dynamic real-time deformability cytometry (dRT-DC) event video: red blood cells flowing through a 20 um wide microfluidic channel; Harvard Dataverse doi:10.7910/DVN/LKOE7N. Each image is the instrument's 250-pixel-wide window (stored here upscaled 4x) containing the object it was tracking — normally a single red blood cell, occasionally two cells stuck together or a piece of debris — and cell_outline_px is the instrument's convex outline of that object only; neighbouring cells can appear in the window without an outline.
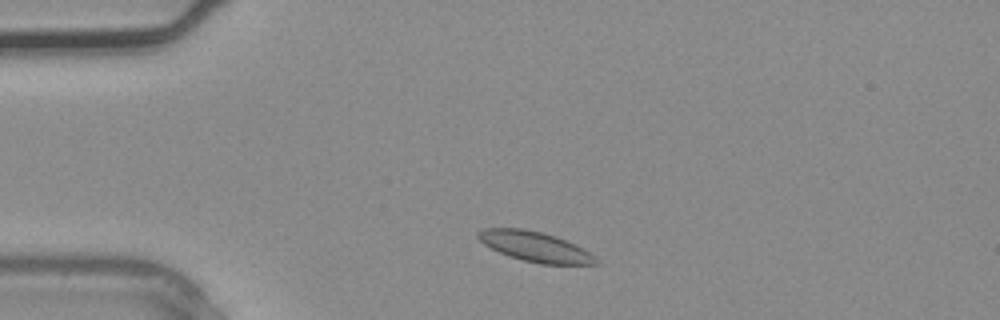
{"species": "common noctule bat (a hibernating species)", "species_latin": "Nyctalus noctula", "temperature_condition": "warm", "stored_images_in_passage": 1, "camera_frame_rate_fps": 3000, "um_per_image_px": 0.085, "animal": {"sex": "male", "body_mass_g": 20.4}, "frame": {"image": 1, "passage_image": 1, "time_ms": 0.0, "image_size_px": [1000, 320], "cell_outline_px": [[600, 264], [540, 264], [524, 260], [500, 252], [484, 244], [476, 236], [476, 232], [484, 228], [524, 228], [544, 232], [556, 236], [588, 252]], "centroid_in_image_um": [45.42, 20.94], "position_along_channel_um": 39.6, "area_um2": 20.17}}